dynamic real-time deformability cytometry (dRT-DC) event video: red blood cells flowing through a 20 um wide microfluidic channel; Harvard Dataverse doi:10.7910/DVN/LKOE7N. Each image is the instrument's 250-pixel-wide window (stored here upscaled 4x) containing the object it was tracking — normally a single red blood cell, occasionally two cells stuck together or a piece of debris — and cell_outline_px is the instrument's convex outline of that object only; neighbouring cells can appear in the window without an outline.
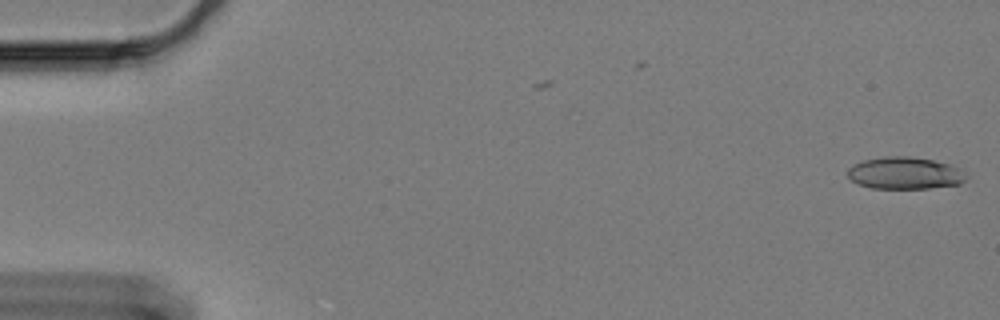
{"species": "Egyptian fruit bat (a non-hibernating species)", "species_latin": "Rousettus aegyptiacus", "temperature_condition": "cold", "stored_images_in_passage": 3, "camera_frame_rate_fps": 3000, "um_per_image_px": 0.085, "animal": {"sex": "female"}, "frame": {"image": 1, "passage_image": 3, "time_ms": 0.667, "image_size_px": [1000, 320], "cell_outline_px": [[964, 180], [960, 184], [928, 188], [872, 188], [860, 184], [852, 180], [848, 176], [848, 168], [864, 160], [884, 156], [908, 156], [932, 160], [948, 164], [956, 168]], "centroid_in_image_um": [76.83, 14.71], "position_along_channel_um": 8.2, "area_um2": 21.5}}